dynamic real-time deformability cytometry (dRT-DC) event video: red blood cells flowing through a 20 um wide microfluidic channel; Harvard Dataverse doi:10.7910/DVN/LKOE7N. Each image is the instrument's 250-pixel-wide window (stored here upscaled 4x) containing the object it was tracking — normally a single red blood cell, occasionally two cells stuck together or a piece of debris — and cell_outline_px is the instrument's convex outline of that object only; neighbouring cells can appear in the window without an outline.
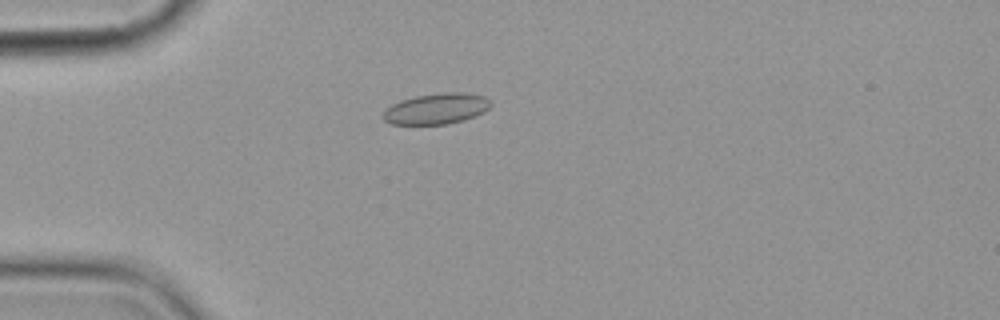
{"species": "common noctule bat (a hibernating species)", "species_latin": "Nyctalus noctula", "temperature_condition": "cold", "stored_images_in_passage": 5, "camera_frame_rate_fps": 3000, "um_per_image_px": 0.085, "animal": {"sex": "female", "body_mass_g": 19.9}, "frame": {"image": 1, "passage_image": 5, "time_ms": 4.333, "image_size_px": [1000, 320], "cell_outline_px": [[492, 104], [484, 112], [476, 116], [464, 120], [448, 124], [392, 124], [384, 120], [384, 108], [400, 100], [416, 96], [444, 92], [464, 92], [484, 96]], "centroid_in_image_um": [37.1, 9.24], "position_along_channel_um": 47.9, "area_um2": 19.36}}